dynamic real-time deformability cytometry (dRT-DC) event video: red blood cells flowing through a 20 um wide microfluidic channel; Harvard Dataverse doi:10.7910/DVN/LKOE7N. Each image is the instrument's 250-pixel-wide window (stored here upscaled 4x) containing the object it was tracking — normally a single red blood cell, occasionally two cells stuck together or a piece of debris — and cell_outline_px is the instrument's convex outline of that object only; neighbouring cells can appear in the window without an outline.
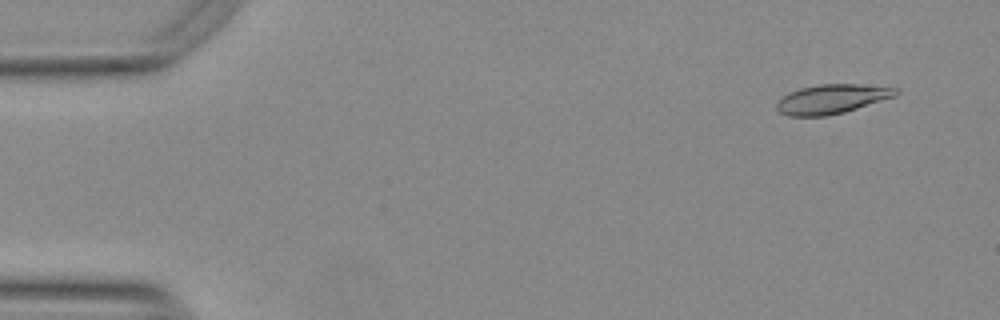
{"species": "Egyptian fruit bat (a non-hibernating species)", "species_latin": "Rousettus aegyptiacus", "temperature_condition": "warm", "stored_images_in_passage": 54, "camera_frame_rate_fps": 3000, "um_per_image_px": 0.085, "animal": {"sex": "female"}, "frame": {"image": 1, "passage_image": 4, "time_ms": 1.0, "image_size_px": [1000, 320], "cell_outline_px": [[900, 92], [896, 96], [844, 112], [828, 116], [788, 116], [780, 112], [776, 108], [776, 100], [780, 96], [788, 92], [800, 88], [820, 84], [856, 84], [900, 88]], "centroid_in_image_um": [70.68, 8.41], "position_along_channel_um": 14.3, "area_um2": 20.58}}
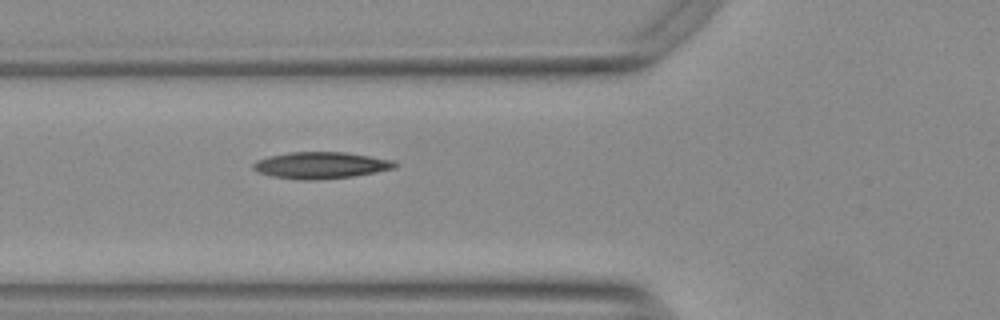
{"frame": {"image": 2, "passage_image": 20, "time_ms": 6.333, "image_size_px": [1000, 320], "cell_outline_px": [[400, 164], [396, 168], [376, 172], [352, 176], [312, 180], [300, 180], [272, 176], [260, 172], [252, 168], [252, 164], [256, 160], [268, 156], [288, 152], [348, 152], [396, 160]], "centroid_in_image_um": [27.32, 14.03], "position_along_channel_um": 98.5, "area_um2": 22.2}}
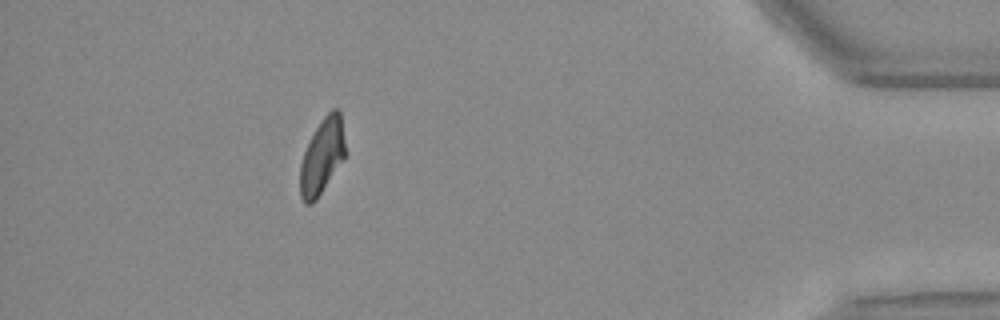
{"frame": {"image": 3, "passage_image": 49, "time_ms": 16.0, "image_size_px": [1000, 320], "cell_outline_px": [[348, 152], [344, 160], [316, 200], [312, 204], [304, 204], [300, 196], [300, 164], [304, 152], [316, 128], [324, 116], [332, 108], [340, 108]], "centroid_in_image_um": [27.43, 13.27], "position_along_channel_um": 407.8, "area_um2": 20.35}, "authors_computed_cell_mechanics": {"area_um2": 20.8369, "velocity_mm_per_s": 3.7665, "shape_relaxation_time_tau1_ms": 7.5411, "shape_relaxation_time_tau2_ms": 3.6989, "deformation_change_tau1": 0.2299, "deformation_change_tau2": 0.1041}}